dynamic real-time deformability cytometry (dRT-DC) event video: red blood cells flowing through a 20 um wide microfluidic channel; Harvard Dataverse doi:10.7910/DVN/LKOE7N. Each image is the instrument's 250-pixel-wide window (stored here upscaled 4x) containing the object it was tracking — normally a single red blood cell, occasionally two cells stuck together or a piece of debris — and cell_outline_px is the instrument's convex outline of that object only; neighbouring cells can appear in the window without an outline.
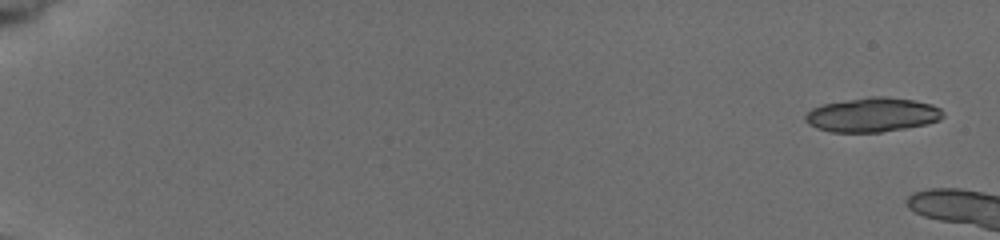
{"species": "common noctule bat (a hibernating species)", "species_latin": "Nyctalus noctula", "temperature_condition": "cold", "stored_images_in_passage": 7, "camera_frame_rate_fps": 3000, "um_per_image_px": 0.085, "animal": {"sex": "female", "body_mass_g": 19.5, "forearm_length_mm": 54.1}, "frame": {"image": 1, "passage_image": 1, "time_ms": 0.0, "image_size_px": [1000, 240], "cell_outline_px": [[944, 116], [940, 120], [928, 124], [880, 132], [832, 132], [816, 128], [808, 124], [804, 120], [804, 116], [812, 108], [824, 104], [872, 96], [884, 96], [912, 100], [932, 104], [940, 108], [944, 112]], "centroid_in_image_um": [74.17, 9.76], "position_along_channel_um": 10.8, "area_um2": 27.46}}